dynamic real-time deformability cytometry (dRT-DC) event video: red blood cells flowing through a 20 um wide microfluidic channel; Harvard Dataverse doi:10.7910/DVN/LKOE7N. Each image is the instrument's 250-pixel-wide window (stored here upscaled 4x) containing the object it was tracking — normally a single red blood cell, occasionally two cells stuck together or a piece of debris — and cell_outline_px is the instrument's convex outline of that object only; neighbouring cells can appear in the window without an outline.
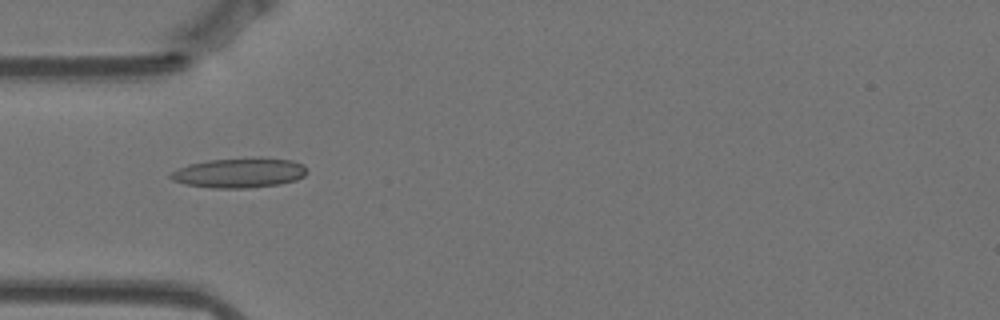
{"species": "Egyptian fruit bat (a non-hibernating species)", "species_latin": "Rousettus aegyptiacus", "temperature_condition": "warm", "stored_images_in_passage": 41, "camera_frame_rate_fps": 3000, "um_per_image_px": 0.085, "animal": {"sex": "female"}, "frame": {"image": 1, "passage_image": 1, "time_ms": 0.0, "image_size_px": [1000, 320], "cell_outline_px": [[308, 172], [304, 176], [296, 180], [280, 184], [248, 188], [212, 188], [184, 184], [172, 180], [168, 176], [172, 172], [188, 164], [208, 160], [256, 156], [260, 156], [292, 160], [304, 164]], "centroid_in_image_um": [20.38, 14.67], "position_along_channel_um": 64.6, "area_um2": 24.22}}
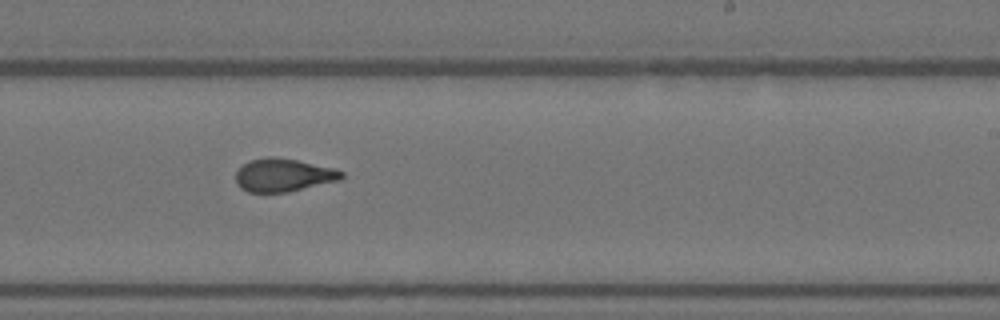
{"frame": {"image": 2, "passage_image": 18, "time_ms": 5.667, "image_size_px": [1000, 320], "cell_outline_px": [[344, 176], [340, 180], [288, 192], [248, 192], [240, 188], [236, 184], [236, 172], [244, 164], [252, 160], [268, 156], [272, 156], [296, 160], [336, 168], [344, 172]], "centroid_in_image_um": [24.11, 14.89], "position_along_channel_um": 264.9, "area_um2": 20.4}}
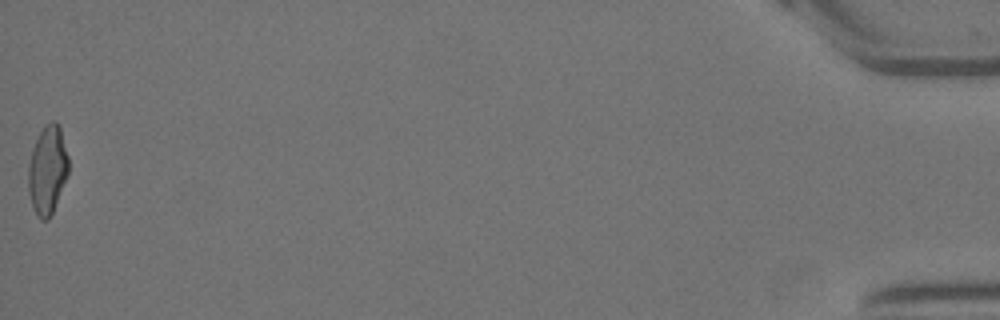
{"frame": {"image": 3, "passage_image": 41, "time_ms": 13.333, "image_size_px": [1000, 320], "cell_outline_px": [[68, 176], [52, 212], [48, 220], [40, 220], [36, 216], [28, 192], [28, 168], [32, 148], [44, 124], [52, 120], [56, 120], [60, 124], [68, 156]], "centroid_in_image_um": [4.04, 14.41], "position_along_channel_um": 431.2, "area_um2": 20.98}, "authors_computed_cell_mechanics": {"area_um2": 20.6346, "velocity_mm_per_s": 3.5246, "shape_relaxation_time_tau1_ms": null, "shape_relaxation_time_tau2_ms": 1.6919, "deformation_change_tau1": null, "deformation_change_tau2": 0.0838}}